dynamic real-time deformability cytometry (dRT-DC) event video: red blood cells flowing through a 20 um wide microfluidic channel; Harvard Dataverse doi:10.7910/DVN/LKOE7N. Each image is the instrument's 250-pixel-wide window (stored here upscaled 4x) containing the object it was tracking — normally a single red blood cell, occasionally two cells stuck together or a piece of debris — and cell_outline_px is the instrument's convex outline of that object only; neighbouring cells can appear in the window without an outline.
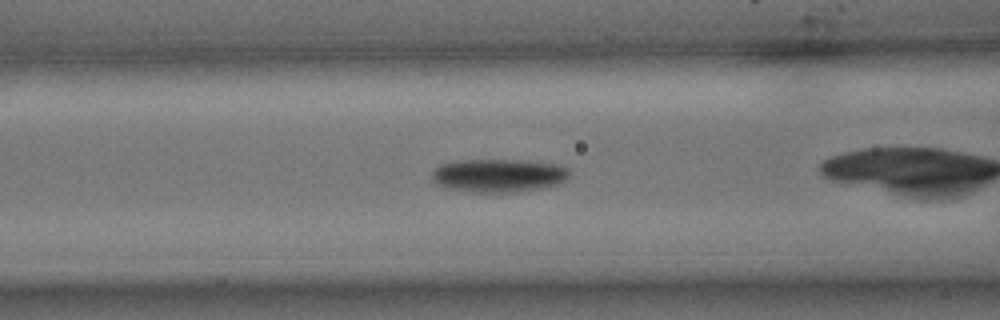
{"species": "common noctule bat (a hibernating species)", "species_latin": "Nyctalus noctula", "temperature_condition": "cold", "stored_images_in_passage": 31, "camera_frame_rate_fps": 3000, "um_per_image_px": 0.085, "animal": {"sex": "male", "body_mass_g": 15.6}, "frame": {"image": 1, "passage_image": 4, "time_ms": 1.0, "image_size_px": [1000, 320], "cell_outline_px": [[568, 176], [560, 184], [544, 188], [516, 192], [472, 192], [444, 188], [436, 184], [432, 180], [432, 172], [440, 164], [460, 160], [524, 160], [556, 164], [568, 168]], "centroid_in_image_um": [42.36, 14.92], "position_along_channel_um": 124.2, "area_um2": 26.88}}
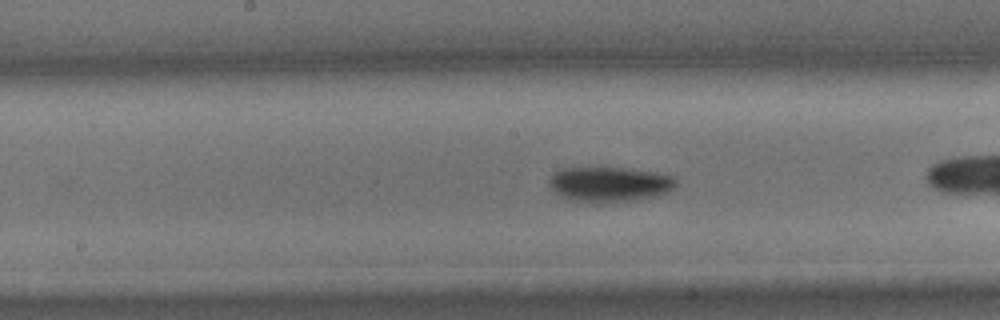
{"frame": {"image": 2, "passage_image": 10, "time_ms": 3.0, "image_size_px": [1000, 320], "cell_outline_px": [[676, 184], [668, 192], [656, 196], [636, 200], [600, 204], [592, 204], [568, 200], [560, 196], [548, 184], [552, 176], [560, 168], [620, 168], [660, 172], [672, 176], [676, 180]], "centroid_in_image_um": [51.8, 15.69], "position_along_channel_um": 196.4, "area_um2": 26.24}}
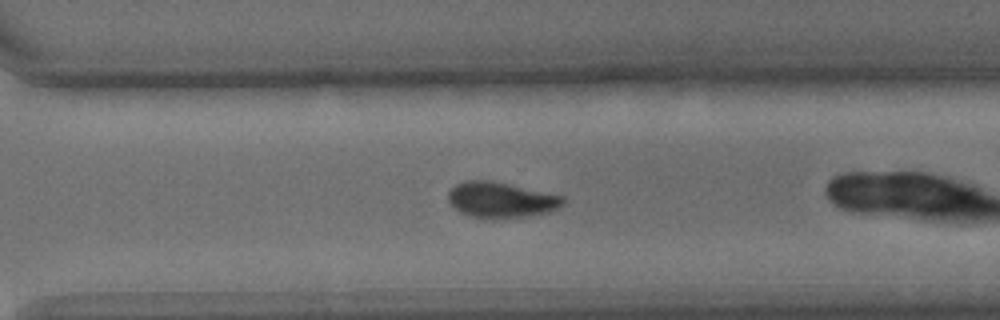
{"frame": {"image": 3, "passage_image": 21, "time_ms": 6.667, "image_size_px": [1000, 320], "cell_outline_px": [[564, 204], [560, 208], [548, 212], [528, 216], [500, 220], [496, 220], [472, 216], [460, 212], [448, 200], [448, 192], [456, 184], [468, 180], [488, 180], [564, 196]], "centroid_in_image_um": [42.6, 17.01], "position_along_channel_um": 328.0, "area_um2": 23.87}, "authors_computed_cell_mechanics": {"area_um2": 25.8366, "velocity_mm_per_s": 3.5985, "shape_relaxation_time_tau1_ms": 2.3906, "shape_relaxation_time_tau2_ms": null, "deformation_change_tau1": 0.0949, "deformation_change_tau2": null}}